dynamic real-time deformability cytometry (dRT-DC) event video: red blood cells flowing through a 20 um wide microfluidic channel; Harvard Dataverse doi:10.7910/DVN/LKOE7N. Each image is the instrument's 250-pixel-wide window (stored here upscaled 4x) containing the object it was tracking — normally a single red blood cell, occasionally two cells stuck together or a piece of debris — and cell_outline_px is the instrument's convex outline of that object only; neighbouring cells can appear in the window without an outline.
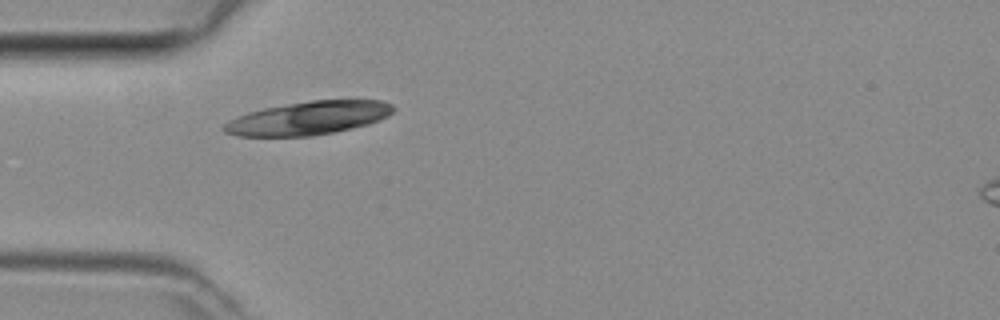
{"species": "common noctule bat (a hibernating species)", "species_latin": "Nyctalus noctula", "temperature_condition": "room temperature", "stored_images_in_passage": 3, "camera_frame_rate_fps": 3000, "um_per_image_px": 0.085, "animal": {"sex": "female", "body_mass_g": 29.2, "forearm_length_mm": 56.3}, "frame": {"image": 1, "passage_image": 3, "time_ms": 0.667, "image_size_px": [1000, 320], "cell_outline_px": [[396, 108], [388, 116], [380, 120], [368, 124], [352, 128], [312, 136], [236, 136], [224, 132], [220, 128], [228, 120], [236, 116], [248, 112], [264, 108], [312, 100], [384, 100], [392, 104]], "centroid_in_image_um": [26.2, 10.04], "position_along_channel_um": 58.8, "area_um2": 33.0}}